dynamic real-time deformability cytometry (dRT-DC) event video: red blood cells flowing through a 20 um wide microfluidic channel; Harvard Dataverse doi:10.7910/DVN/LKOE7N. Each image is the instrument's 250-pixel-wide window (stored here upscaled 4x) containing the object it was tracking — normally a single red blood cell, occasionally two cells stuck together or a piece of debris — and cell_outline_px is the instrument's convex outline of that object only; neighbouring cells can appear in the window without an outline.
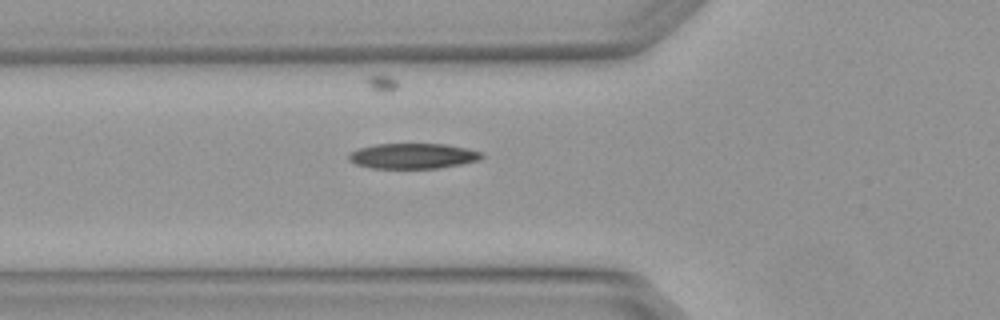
{"species": "Egyptian fruit bat (a non-hibernating species)", "species_latin": "Rousettus aegyptiacus", "temperature_condition": "warm", "stored_images_in_passage": 3, "camera_frame_rate_fps": 3000, "um_per_image_px": 0.085, "animal": {"sex": "female"}, "frame": {"image": 1, "passage_image": 3, "time_ms": 0.667, "image_size_px": [1000, 320], "cell_outline_px": [[484, 156], [480, 160], [460, 164], [436, 168], [372, 168], [356, 164], [348, 160], [348, 156], [352, 152], [360, 148], [376, 144], [444, 144], [468, 148], [484, 152]], "centroid_in_image_um": [35.14, 13.25], "position_along_channel_um": 90.7, "area_um2": 19.59}}